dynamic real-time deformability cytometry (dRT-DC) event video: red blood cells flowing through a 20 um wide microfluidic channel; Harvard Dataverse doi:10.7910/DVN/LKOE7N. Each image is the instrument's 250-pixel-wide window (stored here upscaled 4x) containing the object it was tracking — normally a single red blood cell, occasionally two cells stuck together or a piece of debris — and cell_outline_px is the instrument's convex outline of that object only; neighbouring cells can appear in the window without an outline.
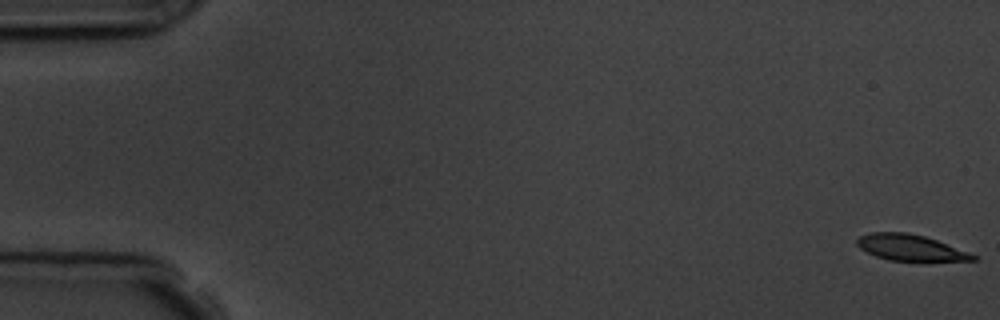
{"species": "common noctule bat (a hibernating species)", "species_latin": "Nyctalus noctula", "temperature_condition": "room temperature", "stored_images_in_passage": 6, "camera_frame_rate_fps": 3000, "um_per_image_px": 0.085, "animal": {"sex": "male", "body_mass_g": 19.5, "forearm_length_mm": 54.6}, "frame": {"image": 1, "passage_image": 1, "time_ms": 0.0, "image_size_px": [1000, 320], "cell_outline_px": [[976, 260], [888, 260], [876, 256], [860, 248], [856, 244], [856, 240], [860, 236], [872, 232], [908, 232], [924, 236], [936, 240], [968, 252], [976, 256]], "centroid_in_image_um": [77.32, 21.03], "position_along_channel_um": 7.7, "area_um2": 17.17}}